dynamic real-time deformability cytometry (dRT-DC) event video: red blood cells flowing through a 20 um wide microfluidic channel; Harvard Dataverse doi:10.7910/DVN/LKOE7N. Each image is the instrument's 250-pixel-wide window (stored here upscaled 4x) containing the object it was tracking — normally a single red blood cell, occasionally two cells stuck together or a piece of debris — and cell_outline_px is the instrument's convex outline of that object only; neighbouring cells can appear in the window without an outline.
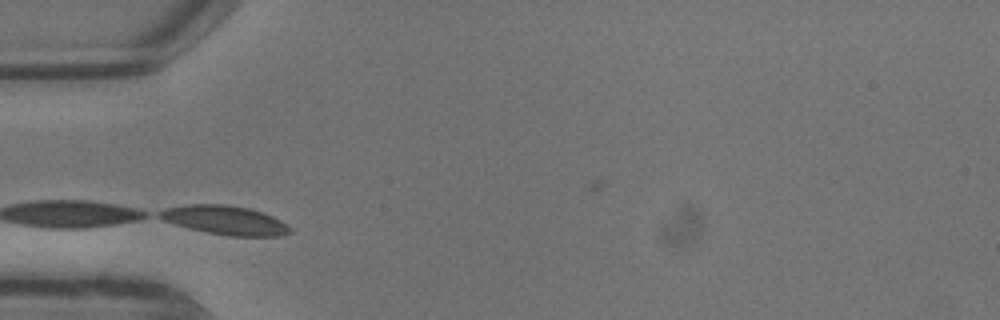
{"species": "common noctule bat (a hibernating species)", "species_latin": "Nyctalus noctula", "temperature_condition": "warm", "stored_images_in_passage": 2, "camera_frame_rate_fps": 3000, "um_per_image_px": 0.085, "animal": {"sex": "male", "body_mass_g": 13.3}, "frame": {"image": 1, "passage_image": 1, "time_ms": 0.0, "image_size_px": [1000, 320], "cell_outline_px": [[292, 232], [280, 236], [228, 236], [204, 232], [188, 228], [164, 220], [156, 216], [156, 212], [168, 208], [188, 204], [228, 204], [248, 208], [272, 216], [280, 220], [292, 228]], "centroid_in_image_um": [19.12, 18.72], "position_along_channel_um": 65.9, "area_um2": 22.08}}